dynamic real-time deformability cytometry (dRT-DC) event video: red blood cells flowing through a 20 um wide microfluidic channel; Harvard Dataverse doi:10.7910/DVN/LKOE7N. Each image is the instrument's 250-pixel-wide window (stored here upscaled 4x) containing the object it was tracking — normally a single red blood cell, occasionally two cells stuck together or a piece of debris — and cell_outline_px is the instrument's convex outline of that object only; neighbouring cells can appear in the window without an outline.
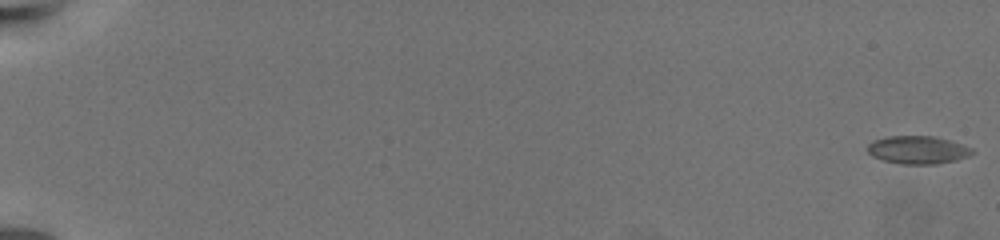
{"species": "common noctule bat (a hibernating species)", "species_latin": "Nyctalus noctula", "temperature_condition": "warm", "stored_images_in_passage": 65, "camera_frame_rate_fps": 3000, "um_per_image_px": 0.085, "animal": {"sex": "female", "body_mass_g": 19.5, "forearm_length_mm": 54.1}, "frame": {"image": 1, "passage_image": 1, "time_ms": 0.0, "image_size_px": [1000, 240], "cell_outline_px": [[976, 152], [968, 156], [956, 160], [936, 164], [904, 164], [884, 160], [872, 156], [868, 152], [868, 144], [872, 140], [888, 136], [932, 136], [948, 140], [972, 148]], "centroid_in_image_um": [78.01, 12.74], "position_along_channel_um": 7.0, "area_um2": 16.94}}
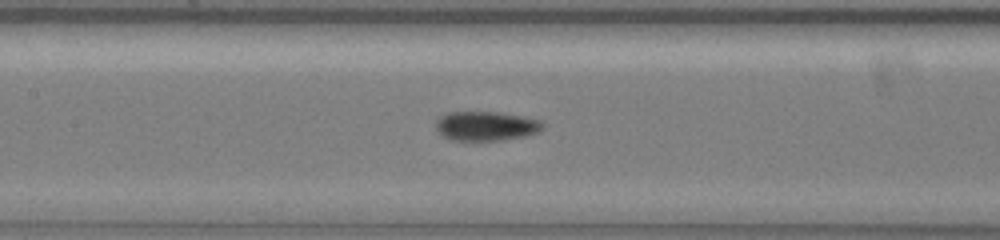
{"frame": {"image": 2, "passage_image": 35, "time_ms": 11.333, "image_size_px": [1000, 240], "cell_outline_px": [[544, 128], [540, 132], [528, 136], [500, 140], [448, 140], [436, 128], [436, 120], [440, 116], [448, 112], [496, 112], [520, 116], [540, 120], [544, 124]], "centroid_in_image_um": [41.34, 10.72], "position_along_channel_um": 166.1, "area_um2": 18.32}}
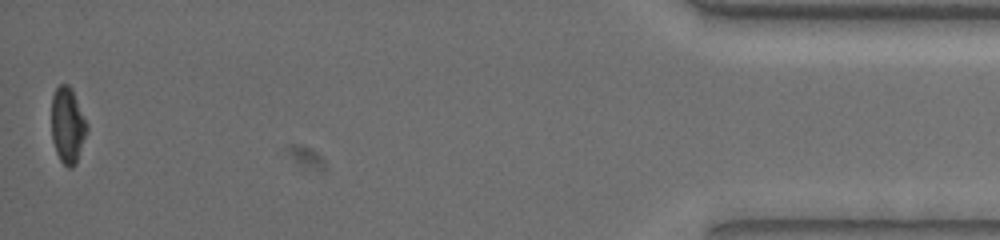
{"frame": {"image": 3, "passage_image": 65, "time_ms": 21.333, "image_size_px": [1000, 240], "cell_outline_px": [[88, 128], [76, 164], [72, 168], [68, 168], [60, 160], [56, 152], [52, 140], [52, 96], [56, 88], [60, 84], [68, 84], [72, 88], [88, 124]], "centroid_in_image_um": [5.75, 10.65], "position_along_channel_um": 429.4, "area_um2": 15.78}, "authors_computed_cell_mechanics": {"area_um2": 16.9354, "velocity_mm_per_s": 3.4038, "shape_relaxation_time_tau1_ms": 5.7174, "shape_relaxation_time_tau2_ms": 1.939, "deformation_change_tau1": 0.1526, "deformation_change_tau2": 0.071}}